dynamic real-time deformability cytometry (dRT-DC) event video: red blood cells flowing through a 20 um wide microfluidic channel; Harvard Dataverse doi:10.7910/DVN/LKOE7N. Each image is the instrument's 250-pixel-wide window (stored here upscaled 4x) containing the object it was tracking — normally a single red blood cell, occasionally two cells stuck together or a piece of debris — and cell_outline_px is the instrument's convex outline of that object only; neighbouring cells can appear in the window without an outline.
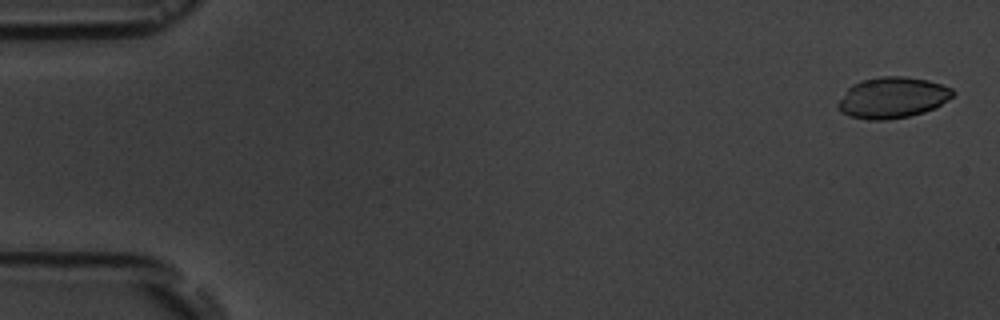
{"species": "common noctule bat (a hibernating species)", "species_latin": "Nyctalus noctula", "temperature_condition": "room temperature", "stored_images_in_passage": 3, "segment_of_instrument_passage": [1, 2], "camera_frame_rate_fps": 3000, "um_per_image_px": 0.085, "animal": {"sex": "male", "body_mass_g": 19.5, "forearm_length_mm": 54.6}, "frame": {"image": 1, "passage_image": 1, "time_ms": 0.0, "image_size_px": [1000, 320], "cell_outline_px": [[956, 92], [948, 100], [936, 108], [924, 112], [908, 116], [888, 120], [868, 120], [848, 116], [840, 112], [836, 104], [848, 88], [852, 84], [860, 80], [884, 76], [904, 76], [928, 80], [952, 88]], "centroid_in_image_um": [75.85, 8.3], "position_along_channel_um": 9.2, "area_um2": 27.69}}